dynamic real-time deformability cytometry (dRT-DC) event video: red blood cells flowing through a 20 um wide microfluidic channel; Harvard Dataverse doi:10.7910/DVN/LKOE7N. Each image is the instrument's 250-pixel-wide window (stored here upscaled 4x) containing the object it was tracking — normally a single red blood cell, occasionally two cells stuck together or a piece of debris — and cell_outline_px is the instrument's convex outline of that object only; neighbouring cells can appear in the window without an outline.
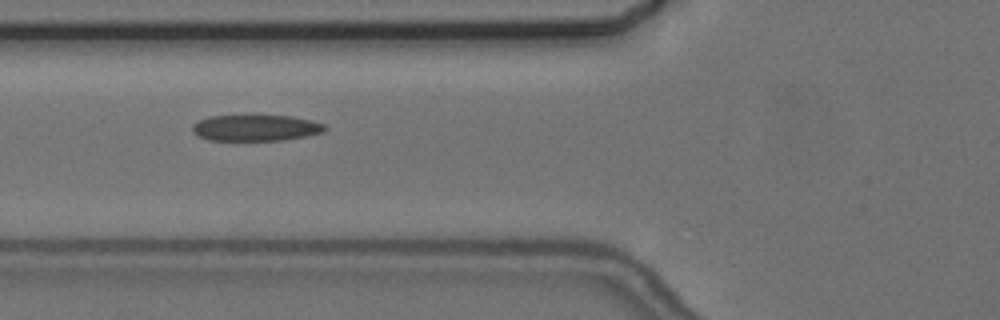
{"species": "common noctule bat (a hibernating species)", "species_latin": "Nyctalus noctula", "temperature_condition": "cold", "stored_images_in_passage": 8, "camera_frame_rate_fps": 3000, "um_per_image_px": 0.085, "animal": {"sex": "female", "body_mass_g": 24.6, "forearm_length_mm": 56.2}, "frame": {"image": 1, "passage_image": 6, "time_ms": 6.0, "image_size_px": [1000, 320], "cell_outline_px": [[328, 128], [324, 132], [284, 140], [208, 140], [196, 136], [192, 132], [192, 124], [208, 116], [292, 116], [312, 120], [324, 124]], "centroid_in_image_um": [21.72, 10.87], "position_along_channel_um": 104.1, "area_um2": 20.23}}
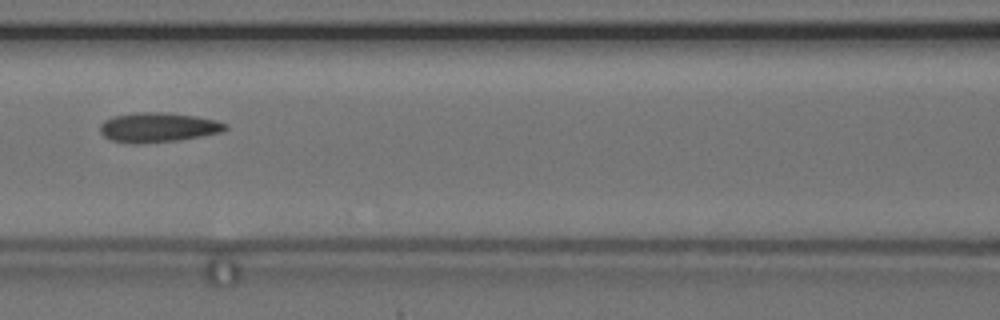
{"frame": {"image": 2, "passage_image": 7, "time_ms": 7.333, "image_size_px": [1000, 320], "cell_outline_px": [[228, 128], [220, 132], [180, 140], [136, 144], [112, 140], [104, 136], [100, 132], [100, 124], [104, 120], [112, 116], [136, 112], [164, 112], [196, 116], [216, 120], [228, 124]], "centroid_in_image_um": [13.42, 10.82], "position_along_channel_um": 153.2, "area_um2": 21.68}}